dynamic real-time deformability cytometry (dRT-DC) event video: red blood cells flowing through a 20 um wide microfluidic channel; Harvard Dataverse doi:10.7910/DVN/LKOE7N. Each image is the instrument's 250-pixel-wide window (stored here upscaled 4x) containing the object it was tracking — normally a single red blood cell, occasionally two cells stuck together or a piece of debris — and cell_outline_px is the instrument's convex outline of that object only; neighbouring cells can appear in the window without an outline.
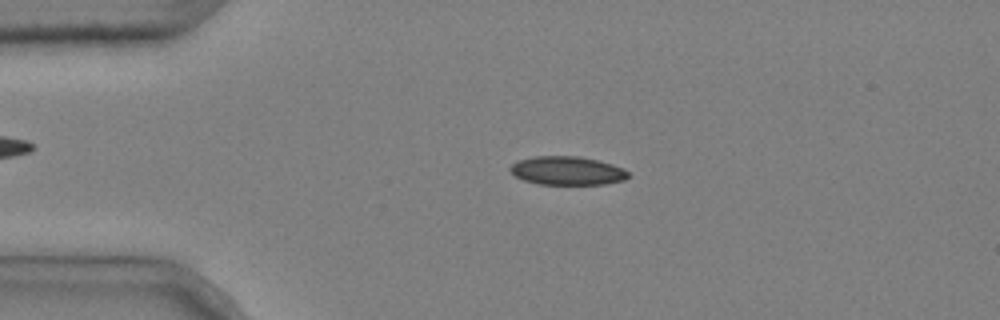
{"species": "common noctule bat (a hibernating species)", "species_latin": "Nyctalus noctula", "temperature_condition": "cold", "stored_images_in_passage": 3, "camera_frame_rate_fps": 3000, "um_per_image_px": 0.085, "animal": {"sex": "male", "body_mass_g": 20.4}, "frame": {"image": 1, "passage_image": 2, "time_ms": 0.333, "image_size_px": [1000, 320], "cell_outline_px": [[632, 176], [624, 180], [604, 184], [540, 184], [524, 180], [516, 176], [508, 168], [516, 160], [532, 156], [580, 156], [600, 160], [624, 168]], "centroid_in_image_um": [48.24, 14.49], "position_along_channel_um": 36.8, "area_um2": 19.88}}